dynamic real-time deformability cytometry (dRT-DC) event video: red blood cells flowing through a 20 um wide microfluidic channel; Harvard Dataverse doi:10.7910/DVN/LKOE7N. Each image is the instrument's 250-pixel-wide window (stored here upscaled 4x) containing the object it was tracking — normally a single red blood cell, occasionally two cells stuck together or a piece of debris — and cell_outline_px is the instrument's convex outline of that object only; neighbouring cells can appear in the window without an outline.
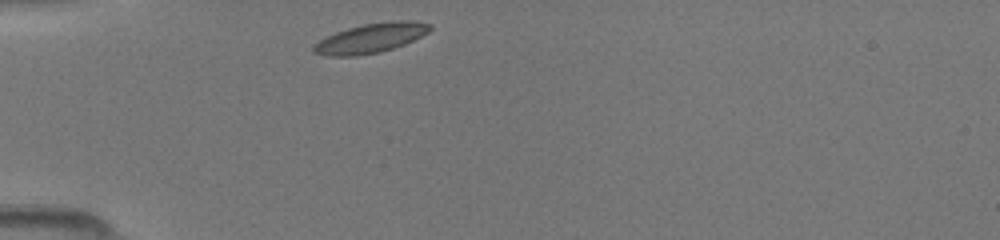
{"species": "common noctule bat (a hibernating species)", "species_latin": "Nyctalus noctula", "temperature_condition": "room temperature", "stored_images_in_passage": 35, "camera_frame_rate_fps": 3000, "um_per_image_px": 0.085, "animal": {"sex": "female", "body_mass_g": 19.5, "forearm_length_mm": 54.1}, "frame": {"image": 1, "passage_image": 1, "time_ms": 0.0, "image_size_px": [1000, 240], "cell_outline_px": [[432, 28], [428, 32], [404, 44], [380, 52], [356, 56], [328, 56], [312, 52], [312, 48], [320, 40], [336, 32], [348, 28], [364, 24], [400, 20], [412, 20], [432, 24]], "centroid_in_image_um": [31.53, 3.24], "position_along_channel_um": 53.5, "area_um2": 19.77}}
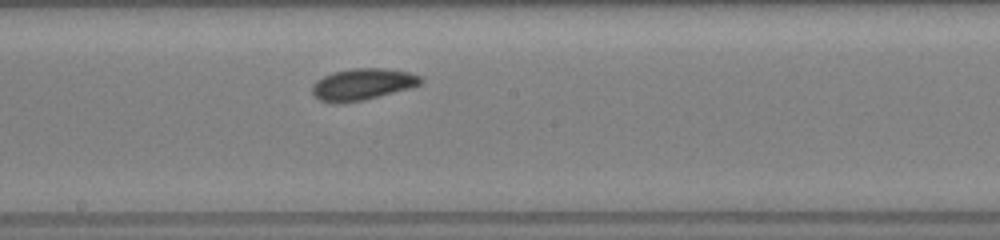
{"frame": {"image": 2, "passage_image": 14, "time_ms": 4.333, "image_size_px": [1000, 240], "cell_outline_px": [[424, 80], [420, 84], [412, 88], [364, 100], [336, 104], [320, 100], [312, 96], [312, 84], [316, 80], [332, 72], [352, 68], [384, 68], [408, 72], [424, 76]], "centroid_in_image_um": [30.82, 7.17], "position_along_channel_um": 217.4, "area_um2": 20.35}}
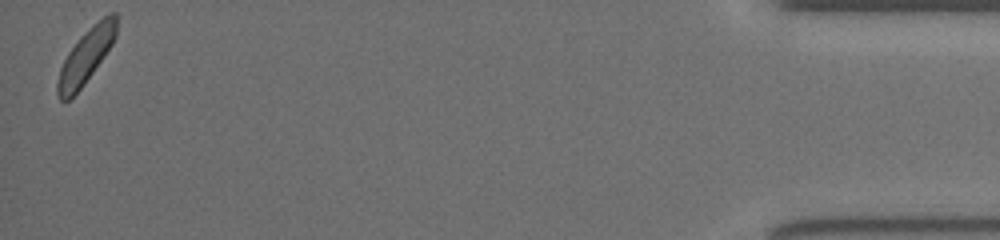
{"frame": {"image": 3, "passage_image": 35, "time_ms": 11.333, "image_size_px": [1000, 240], "cell_outline_px": [[116, 36], [112, 44], [104, 56], [84, 84], [68, 100], [60, 100], [56, 92], [56, 84], [60, 68], [68, 52], [108, 12], [116, 12]], "centroid_in_image_um": [7.29, 4.83], "position_along_channel_um": 427.9, "area_um2": 17.74}}